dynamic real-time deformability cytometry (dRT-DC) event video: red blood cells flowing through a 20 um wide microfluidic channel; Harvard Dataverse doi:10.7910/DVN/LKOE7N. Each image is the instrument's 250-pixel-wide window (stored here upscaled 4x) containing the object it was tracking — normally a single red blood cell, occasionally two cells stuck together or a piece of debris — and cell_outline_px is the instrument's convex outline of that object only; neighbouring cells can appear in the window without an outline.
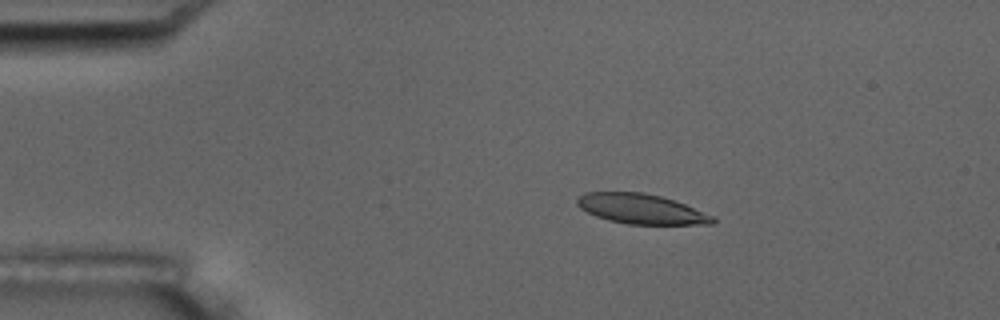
{"species": "common noctule bat (a hibernating species)", "species_latin": "Nyctalus noctula", "temperature_condition": "room temperature", "stored_images_in_passage": 4, "camera_frame_rate_fps": 3000, "um_per_image_px": 0.085, "animal": {"sex": "male", "body_mass_g": 17.5, "forearm_length_mm": 52.3}, "frame": {"image": 1, "passage_image": 2, "time_ms": 2.0, "image_size_px": [1000, 320], "cell_outline_px": [[716, 220], [712, 224], [628, 224], [608, 220], [596, 216], [580, 208], [576, 204], [576, 200], [584, 192], [644, 192], [660, 196], [684, 204], [712, 216]], "centroid_in_image_um": [54.45, 17.75], "position_along_channel_um": 30.5, "area_um2": 23.35}}